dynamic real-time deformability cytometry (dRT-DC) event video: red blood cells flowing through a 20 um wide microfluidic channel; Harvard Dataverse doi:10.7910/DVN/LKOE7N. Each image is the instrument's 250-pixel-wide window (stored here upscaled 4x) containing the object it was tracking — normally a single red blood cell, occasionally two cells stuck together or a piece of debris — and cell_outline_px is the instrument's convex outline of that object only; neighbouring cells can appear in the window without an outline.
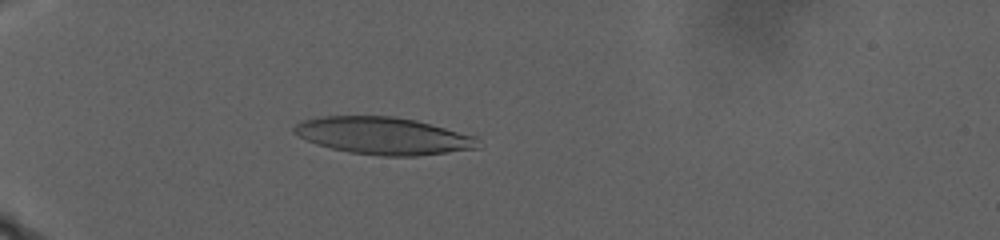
{"species": "human", "species_latin": "Homo sapiens", "temperature_condition": "warm", "stored_images_in_passage": 83, "camera_frame_rate_fps": 3000, "um_per_image_px": 0.085, "donor": {"sex": "male"}, "frame": {"image": 1, "passage_image": 12, "time_ms": 3.667, "image_size_px": [1000, 240], "cell_outline_px": [[484, 144], [480, 148], [416, 156], [380, 156], [348, 152], [316, 144], [292, 132], [292, 128], [300, 120], [324, 116], [392, 116], [416, 120], [476, 136]], "centroid_in_image_um": [32.62, 11.54], "position_along_channel_um": 52.4, "area_um2": 40.17}}
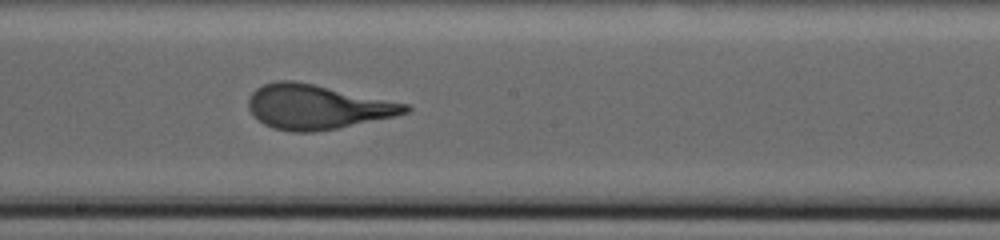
{"frame": {"image": 2, "passage_image": 42, "time_ms": 13.667, "image_size_px": [1000, 240], "cell_outline_px": [[412, 108], [408, 112], [396, 116], [336, 128], [312, 132], [292, 132], [272, 128], [264, 124], [248, 108], [248, 100], [252, 92], [256, 88], [264, 84], [276, 80], [292, 80], [312, 84], [408, 104]], "centroid_in_image_um": [26.93, 9.09], "position_along_channel_um": 221.3, "area_um2": 40.23}}
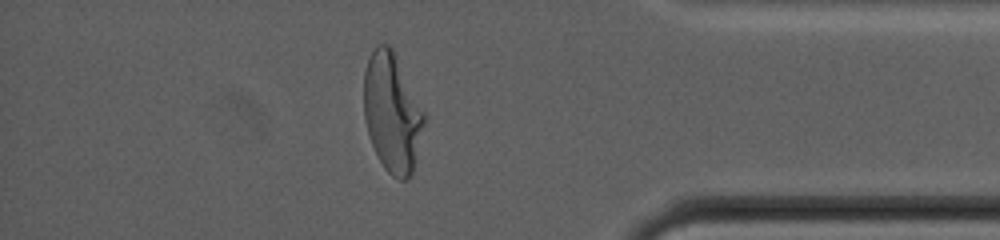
{"frame": {"image": 3, "passage_image": 71, "time_ms": 23.333, "image_size_px": [1000, 240], "cell_outline_px": [[424, 124], [412, 172], [404, 180], [400, 180], [392, 176], [384, 168], [372, 144], [364, 120], [364, 72], [368, 60], [376, 44], [388, 44], [392, 48], [424, 112]], "centroid_in_image_um": [33.3, 9.57], "position_along_channel_um": 401.9, "area_um2": 41.04}}